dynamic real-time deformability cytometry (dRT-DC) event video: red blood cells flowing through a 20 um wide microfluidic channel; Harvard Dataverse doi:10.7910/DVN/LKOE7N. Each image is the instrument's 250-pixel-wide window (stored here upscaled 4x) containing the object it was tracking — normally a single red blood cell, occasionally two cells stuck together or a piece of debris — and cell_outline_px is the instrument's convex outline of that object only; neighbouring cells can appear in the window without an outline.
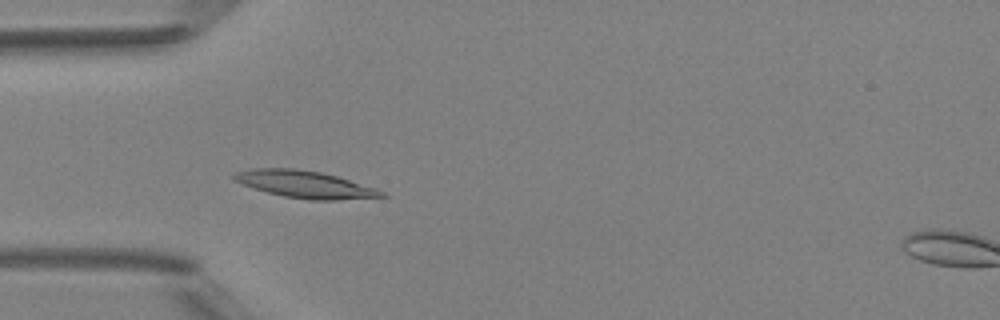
{"species": "Egyptian fruit bat (a non-hibernating species)", "species_latin": "Rousettus aegyptiacus", "temperature_condition": "room temperature", "stored_images_in_passage": 5, "camera_frame_rate_fps": 3000, "um_per_image_px": 0.085, "animal": {"sex": "female"}, "frame": {"image": 1, "passage_image": 4, "time_ms": 3.333, "image_size_px": [1000, 320], "cell_outline_px": [[388, 196], [336, 200], [308, 200], [284, 196], [268, 192], [232, 180], [232, 176], [236, 172], [252, 168], [296, 168], [320, 172], [336, 176], [376, 188], [384, 192]], "centroid_in_image_um": [25.92, 15.66], "position_along_channel_um": 59.1, "area_um2": 23.12}}